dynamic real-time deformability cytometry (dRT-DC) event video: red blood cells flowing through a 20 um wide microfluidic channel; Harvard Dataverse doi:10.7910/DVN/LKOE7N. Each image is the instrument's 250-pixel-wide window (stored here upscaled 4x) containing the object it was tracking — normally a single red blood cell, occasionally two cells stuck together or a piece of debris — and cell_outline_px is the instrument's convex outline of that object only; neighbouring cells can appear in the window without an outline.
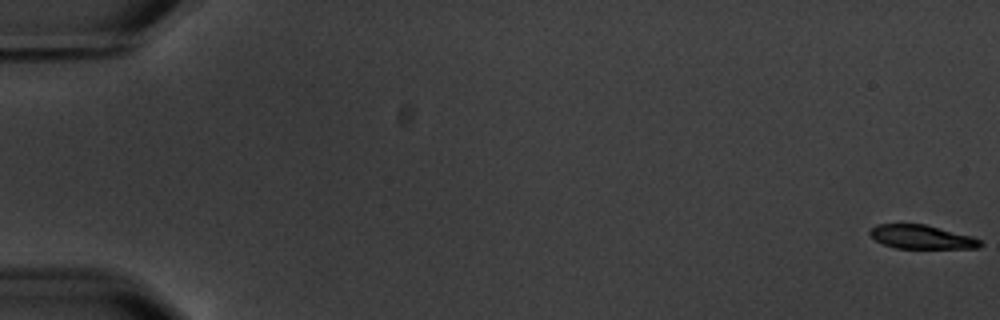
{"species": "common noctule bat (a hibernating species)", "species_latin": "Nyctalus noctula", "temperature_condition": "warm", "stored_images_in_passage": 6, "camera_frame_rate_fps": 3000, "um_per_image_px": 0.085, "animal": {"sex": "male", "body_mass_g": 20.1, "forearm_length_mm": 53.5}, "frame": {"image": 1, "passage_image": 1, "time_ms": 0.0, "image_size_px": [1000, 320], "cell_outline_px": [[984, 244], [980, 248], [896, 248], [884, 244], [876, 240], [868, 232], [876, 224], [924, 224], [972, 236], [980, 240]], "centroid_in_image_um": [78.36, 20.14], "position_along_channel_um": 6.6, "area_um2": 15.2}}
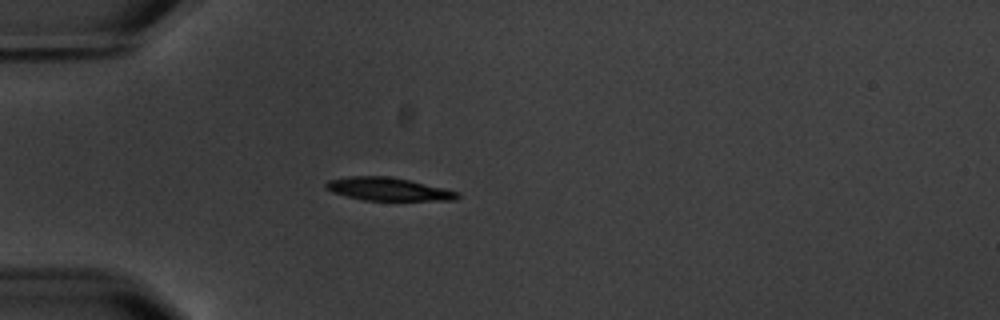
{"frame": {"image": 2, "passage_image": 6, "time_ms": 5.667, "image_size_px": [1000, 320], "cell_outline_px": [[460, 196], [456, 200], [364, 200], [332, 192], [324, 188], [324, 184], [328, 180], [352, 176], [388, 176], [408, 180], [456, 192]], "centroid_in_image_um": [32.91, 16.07], "position_along_channel_um": 52.1, "area_um2": 17.22}}